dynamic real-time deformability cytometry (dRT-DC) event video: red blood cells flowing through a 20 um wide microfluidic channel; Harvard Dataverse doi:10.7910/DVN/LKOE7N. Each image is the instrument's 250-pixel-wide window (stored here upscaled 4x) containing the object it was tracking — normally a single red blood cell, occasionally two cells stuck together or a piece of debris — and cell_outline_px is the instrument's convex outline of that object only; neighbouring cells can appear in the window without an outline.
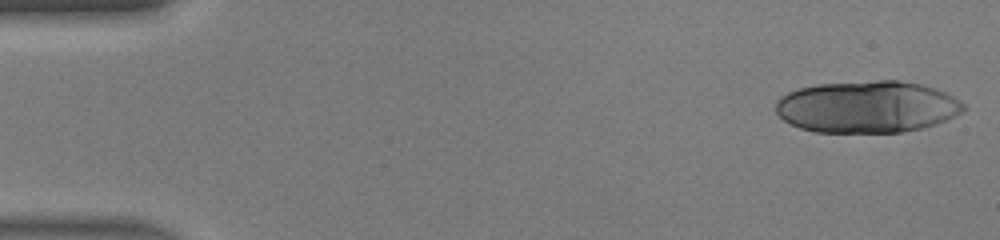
{"species": "human", "species_latin": "Homo sapiens", "temperature_condition": "warm", "stored_images_in_passage": 22, "segment_of_instrument_passage": [1, 2], "camera_frame_rate_fps": 3000, "um_per_image_px": 0.085, "donor": {"sex": "male"}, "frame": {"image": 1, "passage_image": 1, "time_ms": 0.0, "image_size_px": [1000, 240], "cell_outline_px": [[964, 108], [960, 112], [936, 124], [920, 128], [900, 132], [816, 132], [800, 128], [784, 120], [776, 112], [776, 100], [780, 96], [788, 92], [800, 88], [816, 84], [876, 80], [900, 80], [924, 84], [936, 88], [960, 100], [964, 104]], "centroid_in_image_um": [73.69, 9.06], "position_along_channel_um": 11.3, "area_um2": 56.82}}